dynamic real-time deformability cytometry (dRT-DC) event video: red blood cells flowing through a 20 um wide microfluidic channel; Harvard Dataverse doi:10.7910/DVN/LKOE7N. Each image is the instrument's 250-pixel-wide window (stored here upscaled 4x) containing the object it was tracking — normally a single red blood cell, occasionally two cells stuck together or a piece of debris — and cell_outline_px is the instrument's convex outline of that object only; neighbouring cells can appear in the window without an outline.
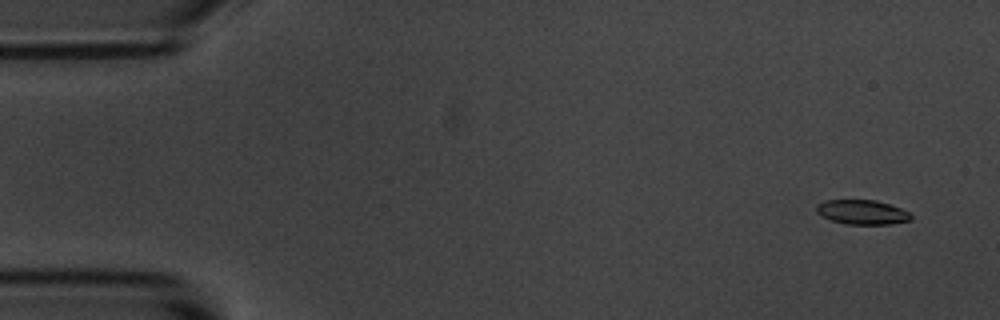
{"species": "common noctule bat (a hibernating species)", "species_latin": "Nyctalus noctula", "temperature_condition": "room temperature", "stored_images_in_passage": 56, "camera_frame_rate_fps": 3000, "um_per_image_px": 0.085, "animal": {"sex": "male", "body_mass_g": 20.1, "forearm_length_mm": 53.5}, "frame": {"image": 1, "passage_image": 4, "time_ms": 1.0, "image_size_px": [1000, 320], "cell_outline_px": [[912, 220], [892, 224], [848, 224], [832, 220], [816, 212], [816, 204], [824, 200], [876, 200], [900, 208], [908, 212], [912, 216]], "centroid_in_image_um": [73.29, 18.03], "position_along_channel_um": 11.7, "area_um2": 13.41}}
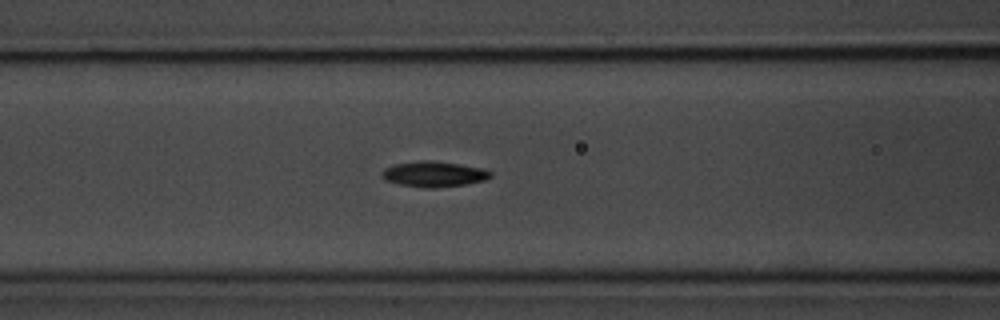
{"frame": {"image": 2, "passage_image": 23, "time_ms": 7.333, "image_size_px": [1000, 320], "cell_outline_px": [[492, 176], [484, 180], [464, 184], [432, 188], [424, 188], [396, 184], [384, 180], [380, 172], [384, 168], [396, 164], [428, 160], [484, 168], [492, 172]], "centroid_in_image_um": [36.84, 14.81], "position_along_channel_um": 129.8, "area_um2": 16.01}}
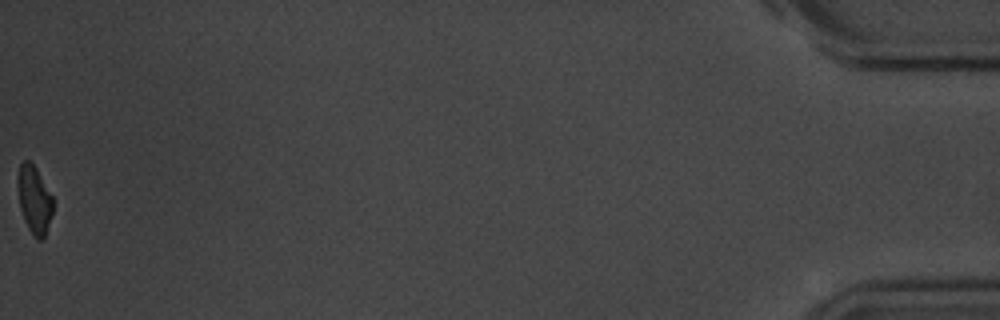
{"frame": {"image": 3, "passage_image": 56, "time_ms": 18.333, "image_size_px": [1000, 320], "cell_outline_px": [[52, 216], [44, 236], [40, 240], [36, 240], [28, 228], [24, 220], [20, 208], [16, 180], [20, 164], [24, 160], [28, 160], [36, 168], [52, 196]], "centroid_in_image_um": [2.89, 16.97], "position_along_channel_um": 432.3, "area_um2": 13.87}, "authors_computed_cell_mechanics": {"area_um2": 15.0858, "velocity_mm_per_s": 3.6657, "shape_relaxation_time_tau1_ms": 3.4792, "shape_relaxation_time_tau2_ms": 8.0102, "deformation_change_tau1": 0.1335, "deformation_change_tau2": 0.1309}}